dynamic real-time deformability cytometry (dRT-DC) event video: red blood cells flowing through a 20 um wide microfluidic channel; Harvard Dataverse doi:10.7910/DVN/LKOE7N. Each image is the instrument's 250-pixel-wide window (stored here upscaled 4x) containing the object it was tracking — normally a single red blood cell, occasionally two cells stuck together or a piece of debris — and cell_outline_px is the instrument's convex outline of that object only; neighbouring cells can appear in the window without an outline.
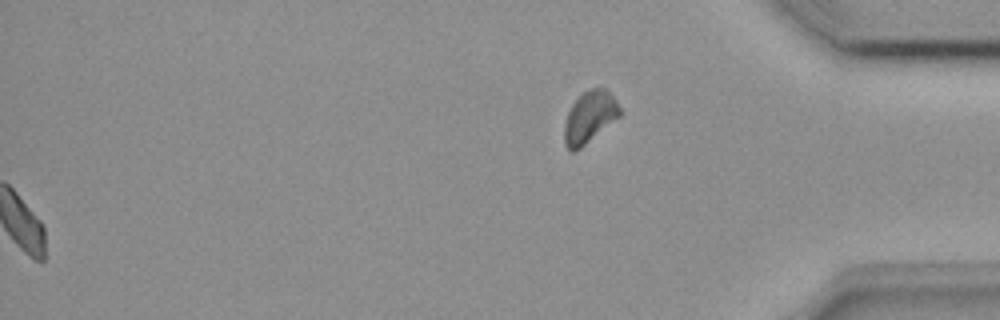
{"species": "common noctule bat (a hibernating species)", "species_latin": "Nyctalus noctula", "temperature_condition": "room temperature", "stored_images_in_passage": 49, "segment_of_instrument_passage": [2, 2], "camera_frame_rate_fps": 3000, "um_per_image_px": 0.085, "animal": {"sex": "female", "body_mass_g": 18.4}, "frame": {"image": 1, "passage_image": 49, "time_ms": 16.0, "image_size_px": [1000, 320], "cell_outline_px": [[624, 112], [620, 116], [580, 148], [572, 152], [568, 152], [564, 144], [564, 124], [568, 112], [572, 104], [588, 88], [604, 88], [616, 100]], "centroid_in_image_um": [50.11, 9.97], "position_along_channel_um": 385.1, "area_um2": 16.7}}